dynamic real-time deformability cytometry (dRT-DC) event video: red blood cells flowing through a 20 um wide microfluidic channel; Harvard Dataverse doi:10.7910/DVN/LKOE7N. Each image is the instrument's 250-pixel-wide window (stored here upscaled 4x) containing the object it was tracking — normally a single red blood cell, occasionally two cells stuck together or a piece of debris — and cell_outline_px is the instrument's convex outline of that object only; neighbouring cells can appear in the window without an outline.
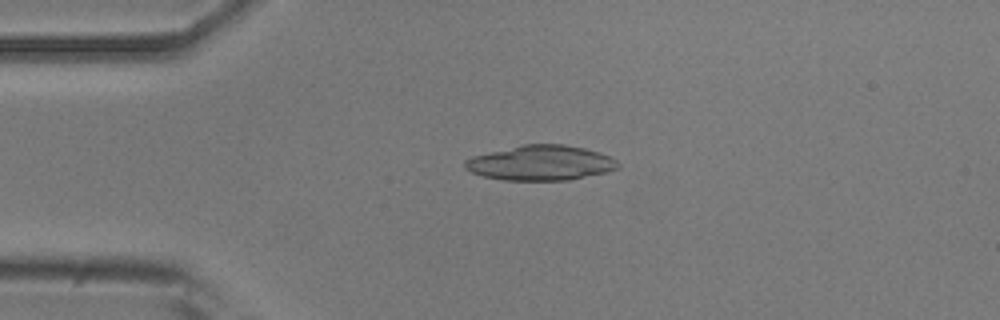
{"species": "common noctule bat (a hibernating species)", "species_latin": "Nyctalus noctula", "temperature_condition": "room temperature", "stored_images_in_passage": 52, "camera_frame_rate_fps": 3000, "um_per_image_px": 0.085, "animal": {"sex": "male", "body_mass_g": 20.5, "forearm_length_mm": 52.5}, "frame": {"image": 1, "passage_image": 12, "time_ms": 3.667, "image_size_px": [1000, 320], "cell_outline_px": [[620, 168], [608, 172], [568, 180], [504, 180], [484, 176], [472, 172], [464, 168], [464, 160], [472, 156], [524, 144], [564, 144], [584, 148], [608, 156], [616, 160], [620, 164]], "centroid_in_image_um": [45.97, 13.85], "position_along_channel_um": 39.0, "area_um2": 31.1}}
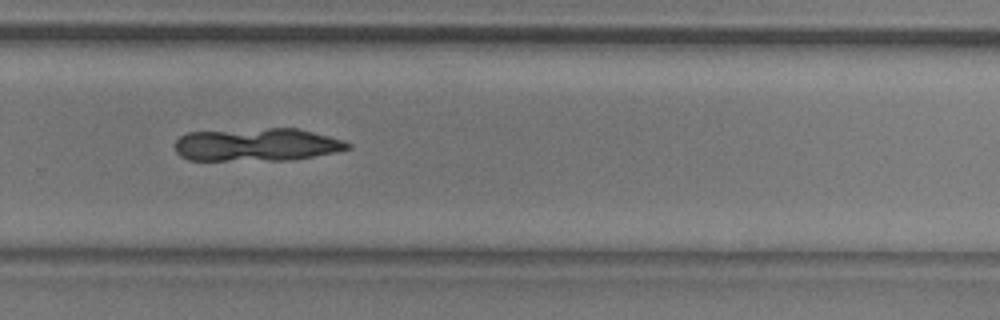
{"frame": {"image": 2, "passage_image": 35, "time_ms": 11.333, "image_size_px": [1000, 320], "cell_outline_px": [[352, 148], [336, 152], [288, 160], [188, 160], [180, 156], [176, 152], [176, 140], [180, 136], [188, 132], [268, 128], [300, 128], [344, 140], [352, 144]], "centroid_in_image_um": [21.86, 12.29], "position_along_channel_um": 307.9, "area_um2": 33.35}}
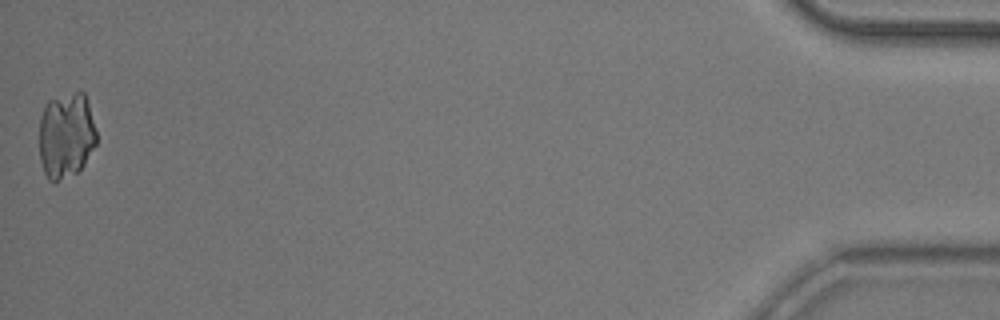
{"frame": {"image": 3, "passage_image": 52, "time_ms": 17.0, "image_size_px": [1000, 320], "cell_outline_px": [[96, 144], [84, 164], [76, 172], [56, 180], [48, 180], [44, 172], [40, 160], [40, 116], [48, 100], [76, 92], [84, 92], [88, 104], [96, 132]], "centroid_in_image_um": [5.61, 11.5], "position_along_channel_um": 429.6, "area_um2": 28.15}}